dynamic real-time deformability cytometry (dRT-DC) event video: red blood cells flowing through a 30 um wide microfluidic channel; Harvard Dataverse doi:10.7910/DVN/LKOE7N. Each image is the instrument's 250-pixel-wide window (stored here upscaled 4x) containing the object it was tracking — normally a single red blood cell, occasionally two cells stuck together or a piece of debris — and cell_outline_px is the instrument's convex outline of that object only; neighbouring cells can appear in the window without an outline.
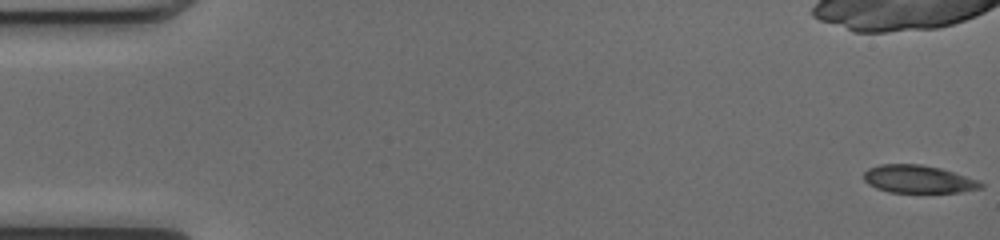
{"species": "common noctule bat (a hibernating species)", "species_latin": "Nyctalus noctula", "temperature_condition": "cold", "stored_images_in_passage": 17, "camera_frame_rate_fps": 3000, "um_per_image_px": 0.085, "animal": {"sex": "female", "body_mass_g": 17.0, "forearm_length_mm": 48.0}, "frame": {"image": 1, "passage_image": 1, "time_ms": 0.0, "image_size_px": [1000, 240], "cell_outline_px": [[984, 188], [960, 192], [888, 192], [876, 188], [868, 184], [864, 180], [864, 172], [868, 168], [880, 164], [920, 164], [940, 168], [976, 180], [984, 184]], "centroid_in_image_um": [78.02, 15.23], "position_along_channel_um": 7.0, "area_um2": 18.84}}